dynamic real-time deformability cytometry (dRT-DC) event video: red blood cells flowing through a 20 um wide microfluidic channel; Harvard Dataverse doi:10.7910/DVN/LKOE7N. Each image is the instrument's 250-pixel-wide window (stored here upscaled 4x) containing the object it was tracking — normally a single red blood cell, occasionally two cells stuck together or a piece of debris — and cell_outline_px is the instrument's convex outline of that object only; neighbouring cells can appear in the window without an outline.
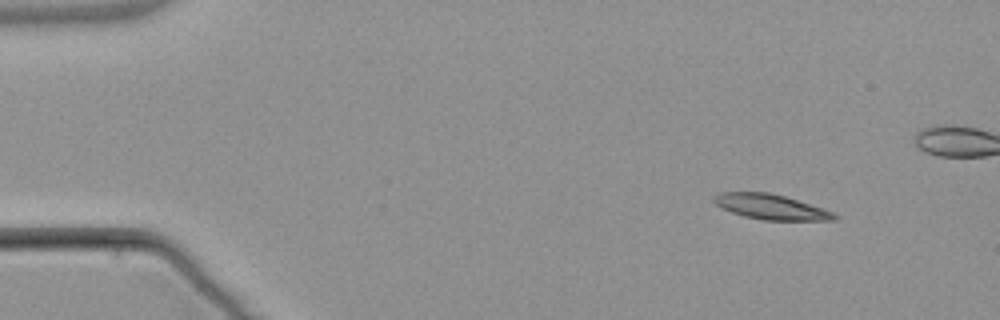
{"species": "common noctule bat (a hibernating species)", "species_latin": "Nyctalus noctula", "temperature_condition": "warm", "stored_images_in_passage": 5, "camera_frame_rate_fps": 3000, "um_per_image_px": 0.085, "animal": {"sex": "male", "body_mass_g": 21.5, "forearm_length_mm": 52.0}, "frame": {"image": 1, "passage_image": 2, "time_ms": 1.333, "image_size_px": [1000, 320], "cell_outline_px": [[840, 216], [836, 220], [764, 220], [744, 216], [732, 212], [716, 204], [712, 200], [712, 196], [720, 192], [768, 192], [784, 196], [832, 212]], "centroid_in_image_um": [65.49, 17.58], "position_along_channel_um": 19.5, "area_um2": 17.34}}